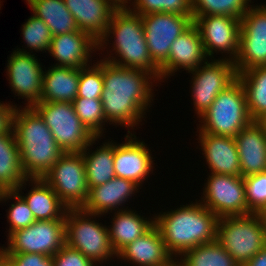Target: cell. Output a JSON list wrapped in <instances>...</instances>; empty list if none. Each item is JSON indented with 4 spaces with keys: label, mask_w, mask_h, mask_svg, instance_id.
<instances>
[{
    "label": "cell",
    "mask_w": 266,
    "mask_h": 266,
    "mask_svg": "<svg viewBox=\"0 0 266 266\" xmlns=\"http://www.w3.org/2000/svg\"><path fill=\"white\" fill-rule=\"evenodd\" d=\"M96 216L82 208H68L65 215V244L97 265L98 262L105 260L106 263L109 258L117 257V254L111 245L108 227L91 220Z\"/></svg>",
    "instance_id": "52a82bcc"
},
{
    "label": "cell",
    "mask_w": 266,
    "mask_h": 266,
    "mask_svg": "<svg viewBox=\"0 0 266 266\" xmlns=\"http://www.w3.org/2000/svg\"><path fill=\"white\" fill-rule=\"evenodd\" d=\"M96 49L98 42L78 30L53 36L48 52L58 61L55 66L80 69L89 65L90 54Z\"/></svg>",
    "instance_id": "d6986e66"
},
{
    "label": "cell",
    "mask_w": 266,
    "mask_h": 266,
    "mask_svg": "<svg viewBox=\"0 0 266 266\" xmlns=\"http://www.w3.org/2000/svg\"><path fill=\"white\" fill-rule=\"evenodd\" d=\"M25 49L14 50L7 60V76L10 87L21 98L27 99V108L40 103L42 96L43 68Z\"/></svg>",
    "instance_id": "2e32d148"
},
{
    "label": "cell",
    "mask_w": 266,
    "mask_h": 266,
    "mask_svg": "<svg viewBox=\"0 0 266 266\" xmlns=\"http://www.w3.org/2000/svg\"><path fill=\"white\" fill-rule=\"evenodd\" d=\"M113 34L112 44L115 56L109 55L104 60L125 68L141 69L151 73L156 80L160 81V68L153 62L149 55L146 37L144 33L141 15L129 8H117L110 20L108 29L98 42V49L103 46ZM112 57V58H111Z\"/></svg>",
    "instance_id": "277c9868"
},
{
    "label": "cell",
    "mask_w": 266,
    "mask_h": 266,
    "mask_svg": "<svg viewBox=\"0 0 266 266\" xmlns=\"http://www.w3.org/2000/svg\"><path fill=\"white\" fill-rule=\"evenodd\" d=\"M4 254L41 253L53 257L65 245V217L56 220L35 221L27 228L8 236Z\"/></svg>",
    "instance_id": "30bf717a"
},
{
    "label": "cell",
    "mask_w": 266,
    "mask_h": 266,
    "mask_svg": "<svg viewBox=\"0 0 266 266\" xmlns=\"http://www.w3.org/2000/svg\"><path fill=\"white\" fill-rule=\"evenodd\" d=\"M247 208L251 213L266 210V172L243 177Z\"/></svg>",
    "instance_id": "f35d334b"
},
{
    "label": "cell",
    "mask_w": 266,
    "mask_h": 266,
    "mask_svg": "<svg viewBox=\"0 0 266 266\" xmlns=\"http://www.w3.org/2000/svg\"><path fill=\"white\" fill-rule=\"evenodd\" d=\"M203 202L218 218L224 216L246 215L245 185L242 176L211 173L204 185Z\"/></svg>",
    "instance_id": "4fadbf2b"
},
{
    "label": "cell",
    "mask_w": 266,
    "mask_h": 266,
    "mask_svg": "<svg viewBox=\"0 0 266 266\" xmlns=\"http://www.w3.org/2000/svg\"><path fill=\"white\" fill-rule=\"evenodd\" d=\"M216 241L239 266H244L266 245V228L262 215L250 213L220 217Z\"/></svg>",
    "instance_id": "5b68a950"
},
{
    "label": "cell",
    "mask_w": 266,
    "mask_h": 266,
    "mask_svg": "<svg viewBox=\"0 0 266 266\" xmlns=\"http://www.w3.org/2000/svg\"><path fill=\"white\" fill-rule=\"evenodd\" d=\"M240 22L239 52L233 62L237 74L266 66V5H251Z\"/></svg>",
    "instance_id": "7c38bea8"
},
{
    "label": "cell",
    "mask_w": 266,
    "mask_h": 266,
    "mask_svg": "<svg viewBox=\"0 0 266 266\" xmlns=\"http://www.w3.org/2000/svg\"><path fill=\"white\" fill-rule=\"evenodd\" d=\"M249 2L251 0H192V15H226L241 19L250 7Z\"/></svg>",
    "instance_id": "d6a6232c"
},
{
    "label": "cell",
    "mask_w": 266,
    "mask_h": 266,
    "mask_svg": "<svg viewBox=\"0 0 266 266\" xmlns=\"http://www.w3.org/2000/svg\"><path fill=\"white\" fill-rule=\"evenodd\" d=\"M80 69L53 65L43 72L40 102H70L77 97Z\"/></svg>",
    "instance_id": "484cf974"
},
{
    "label": "cell",
    "mask_w": 266,
    "mask_h": 266,
    "mask_svg": "<svg viewBox=\"0 0 266 266\" xmlns=\"http://www.w3.org/2000/svg\"><path fill=\"white\" fill-rule=\"evenodd\" d=\"M99 138L95 137L81 152L85 163L86 182L89 189L105 184L115 177V144L112 141L102 143L103 145L99 149L97 148V150L95 149V151L90 153L88 147L92 146Z\"/></svg>",
    "instance_id": "83f0119b"
},
{
    "label": "cell",
    "mask_w": 266,
    "mask_h": 266,
    "mask_svg": "<svg viewBox=\"0 0 266 266\" xmlns=\"http://www.w3.org/2000/svg\"><path fill=\"white\" fill-rule=\"evenodd\" d=\"M200 32L192 24L171 44L168 59L159 67L160 80L184 68L192 71L207 61Z\"/></svg>",
    "instance_id": "ac0fdd59"
},
{
    "label": "cell",
    "mask_w": 266,
    "mask_h": 266,
    "mask_svg": "<svg viewBox=\"0 0 266 266\" xmlns=\"http://www.w3.org/2000/svg\"><path fill=\"white\" fill-rule=\"evenodd\" d=\"M241 176L266 172V135L263 128L252 121L235 137Z\"/></svg>",
    "instance_id": "7402d4cb"
},
{
    "label": "cell",
    "mask_w": 266,
    "mask_h": 266,
    "mask_svg": "<svg viewBox=\"0 0 266 266\" xmlns=\"http://www.w3.org/2000/svg\"><path fill=\"white\" fill-rule=\"evenodd\" d=\"M173 257L174 256L170 257L166 262H164L162 264H158L156 266H184L182 259H180V261H178L176 259V256L174 257L175 259H173ZM175 260H177V262Z\"/></svg>",
    "instance_id": "ee69618b"
},
{
    "label": "cell",
    "mask_w": 266,
    "mask_h": 266,
    "mask_svg": "<svg viewBox=\"0 0 266 266\" xmlns=\"http://www.w3.org/2000/svg\"><path fill=\"white\" fill-rule=\"evenodd\" d=\"M118 257L138 266H156L166 262L172 255L154 224L146 233L124 247L117 254Z\"/></svg>",
    "instance_id": "cb8c5ba5"
},
{
    "label": "cell",
    "mask_w": 266,
    "mask_h": 266,
    "mask_svg": "<svg viewBox=\"0 0 266 266\" xmlns=\"http://www.w3.org/2000/svg\"><path fill=\"white\" fill-rule=\"evenodd\" d=\"M199 133V142L211 173L241 176L239 154L233 137Z\"/></svg>",
    "instance_id": "44dd1931"
},
{
    "label": "cell",
    "mask_w": 266,
    "mask_h": 266,
    "mask_svg": "<svg viewBox=\"0 0 266 266\" xmlns=\"http://www.w3.org/2000/svg\"><path fill=\"white\" fill-rule=\"evenodd\" d=\"M13 128L0 135V191H12L27 180Z\"/></svg>",
    "instance_id": "f1b7e54d"
},
{
    "label": "cell",
    "mask_w": 266,
    "mask_h": 266,
    "mask_svg": "<svg viewBox=\"0 0 266 266\" xmlns=\"http://www.w3.org/2000/svg\"><path fill=\"white\" fill-rule=\"evenodd\" d=\"M180 258L184 266H239L217 241L190 249L183 253Z\"/></svg>",
    "instance_id": "1f68e13d"
},
{
    "label": "cell",
    "mask_w": 266,
    "mask_h": 266,
    "mask_svg": "<svg viewBox=\"0 0 266 266\" xmlns=\"http://www.w3.org/2000/svg\"><path fill=\"white\" fill-rule=\"evenodd\" d=\"M27 181L34 186L23 196L20 191ZM15 191L25 200L36 221L63 219L66 215L68 207L42 178H28Z\"/></svg>",
    "instance_id": "d4e9b609"
},
{
    "label": "cell",
    "mask_w": 266,
    "mask_h": 266,
    "mask_svg": "<svg viewBox=\"0 0 266 266\" xmlns=\"http://www.w3.org/2000/svg\"><path fill=\"white\" fill-rule=\"evenodd\" d=\"M244 266H266V245L256 256H254Z\"/></svg>",
    "instance_id": "7bdbcfd3"
},
{
    "label": "cell",
    "mask_w": 266,
    "mask_h": 266,
    "mask_svg": "<svg viewBox=\"0 0 266 266\" xmlns=\"http://www.w3.org/2000/svg\"><path fill=\"white\" fill-rule=\"evenodd\" d=\"M53 266H95L94 262L80 251L66 244L52 257Z\"/></svg>",
    "instance_id": "ab89813d"
},
{
    "label": "cell",
    "mask_w": 266,
    "mask_h": 266,
    "mask_svg": "<svg viewBox=\"0 0 266 266\" xmlns=\"http://www.w3.org/2000/svg\"><path fill=\"white\" fill-rule=\"evenodd\" d=\"M33 15L43 20L52 37L78 31L75 18L65 6L64 0H26Z\"/></svg>",
    "instance_id": "f546056e"
},
{
    "label": "cell",
    "mask_w": 266,
    "mask_h": 266,
    "mask_svg": "<svg viewBox=\"0 0 266 266\" xmlns=\"http://www.w3.org/2000/svg\"><path fill=\"white\" fill-rule=\"evenodd\" d=\"M127 134L125 143L115 144V176L132 180L141 186L142 182L149 177V173L153 171V157L145 142L137 140L132 133Z\"/></svg>",
    "instance_id": "e0dca14e"
},
{
    "label": "cell",
    "mask_w": 266,
    "mask_h": 266,
    "mask_svg": "<svg viewBox=\"0 0 266 266\" xmlns=\"http://www.w3.org/2000/svg\"><path fill=\"white\" fill-rule=\"evenodd\" d=\"M13 131L20 152V161L27 178H42L64 154L49 127L31 107H16Z\"/></svg>",
    "instance_id": "3957f363"
},
{
    "label": "cell",
    "mask_w": 266,
    "mask_h": 266,
    "mask_svg": "<svg viewBox=\"0 0 266 266\" xmlns=\"http://www.w3.org/2000/svg\"><path fill=\"white\" fill-rule=\"evenodd\" d=\"M103 88V60L80 68L77 97L101 99Z\"/></svg>",
    "instance_id": "d590c367"
},
{
    "label": "cell",
    "mask_w": 266,
    "mask_h": 266,
    "mask_svg": "<svg viewBox=\"0 0 266 266\" xmlns=\"http://www.w3.org/2000/svg\"><path fill=\"white\" fill-rule=\"evenodd\" d=\"M256 122L263 128L266 135V114L259 118Z\"/></svg>",
    "instance_id": "7dc6e473"
},
{
    "label": "cell",
    "mask_w": 266,
    "mask_h": 266,
    "mask_svg": "<svg viewBox=\"0 0 266 266\" xmlns=\"http://www.w3.org/2000/svg\"><path fill=\"white\" fill-rule=\"evenodd\" d=\"M12 266H53V258L41 253L5 254Z\"/></svg>",
    "instance_id": "60d3db41"
},
{
    "label": "cell",
    "mask_w": 266,
    "mask_h": 266,
    "mask_svg": "<svg viewBox=\"0 0 266 266\" xmlns=\"http://www.w3.org/2000/svg\"><path fill=\"white\" fill-rule=\"evenodd\" d=\"M32 108L49 127L64 153L82 152L95 138L80 121L70 102H40Z\"/></svg>",
    "instance_id": "ba28073f"
},
{
    "label": "cell",
    "mask_w": 266,
    "mask_h": 266,
    "mask_svg": "<svg viewBox=\"0 0 266 266\" xmlns=\"http://www.w3.org/2000/svg\"><path fill=\"white\" fill-rule=\"evenodd\" d=\"M193 24L200 32L207 57L215 53L229 54L235 61L239 52L241 22L239 18L226 15L193 16Z\"/></svg>",
    "instance_id": "9a60e30c"
},
{
    "label": "cell",
    "mask_w": 266,
    "mask_h": 266,
    "mask_svg": "<svg viewBox=\"0 0 266 266\" xmlns=\"http://www.w3.org/2000/svg\"><path fill=\"white\" fill-rule=\"evenodd\" d=\"M200 119L199 132L233 138L248 126L252 120L241 81L237 78L221 91Z\"/></svg>",
    "instance_id": "8992f818"
},
{
    "label": "cell",
    "mask_w": 266,
    "mask_h": 266,
    "mask_svg": "<svg viewBox=\"0 0 266 266\" xmlns=\"http://www.w3.org/2000/svg\"><path fill=\"white\" fill-rule=\"evenodd\" d=\"M16 105L0 102V135L7 133L13 127V115Z\"/></svg>",
    "instance_id": "b9f144b4"
},
{
    "label": "cell",
    "mask_w": 266,
    "mask_h": 266,
    "mask_svg": "<svg viewBox=\"0 0 266 266\" xmlns=\"http://www.w3.org/2000/svg\"><path fill=\"white\" fill-rule=\"evenodd\" d=\"M237 78L245 91L249 116L257 121L266 114V66L245 70Z\"/></svg>",
    "instance_id": "4dcf8cb0"
},
{
    "label": "cell",
    "mask_w": 266,
    "mask_h": 266,
    "mask_svg": "<svg viewBox=\"0 0 266 266\" xmlns=\"http://www.w3.org/2000/svg\"><path fill=\"white\" fill-rule=\"evenodd\" d=\"M139 187L132 180L115 176L105 184L90 188L87 202L82 209L98 216L115 209L122 210L119 207L127 202L132 194L137 193Z\"/></svg>",
    "instance_id": "603a6c76"
},
{
    "label": "cell",
    "mask_w": 266,
    "mask_h": 266,
    "mask_svg": "<svg viewBox=\"0 0 266 266\" xmlns=\"http://www.w3.org/2000/svg\"><path fill=\"white\" fill-rule=\"evenodd\" d=\"M0 266H12L10 259L0 250Z\"/></svg>",
    "instance_id": "bcb514c9"
},
{
    "label": "cell",
    "mask_w": 266,
    "mask_h": 266,
    "mask_svg": "<svg viewBox=\"0 0 266 266\" xmlns=\"http://www.w3.org/2000/svg\"><path fill=\"white\" fill-rule=\"evenodd\" d=\"M22 26L24 44H27L28 49L31 51H49L52 35L42 19L33 15Z\"/></svg>",
    "instance_id": "74e56055"
},
{
    "label": "cell",
    "mask_w": 266,
    "mask_h": 266,
    "mask_svg": "<svg viewBox=\"0 0 266 266\" xmlns=\"http://www.w3.org/2000/svg\"><path fill=\"white\" fill-rule=\"evenodd\" d=\"M75 113L86 128L95 136L101 137L106 119L101 99L76 97L72 102Z\"/></svg>",
    "instance_id": "836d02e7"
},
{
    "label": "cell",
    "mask_w": 266,
    "mask_h": 266,
    "mask_svg": "<svg viewBox=\"0 0 266 266\" xmlns=\"http://www.w3.org/2000/svg\"><path fill=\"white\" fill-rule=\"evenodd\" d=\"M182 206L154 216V224L167 250L176 257L201 244L216 241L219 219L201 202Z\"/></svg>",
    "instance_id": "7a4b0ae2"
},
{
    "label": "cell",
    "mask_w": 266,
    "mask_h": 266,
    "mask_svg": "<svg viewBox=\"0 0 266 266\" xmlns=\"http://www.w3.org/2000/svg\"><path fill=\"white\" fill-rule=\"evenodd\" d=\"M149 55L160 67L169 56L171 44L192 24L186 15L149 13L141 16Z\"/></svg>",
    "instance_id": "5bb4252c"
},
{
    "label": "cell",
    "mask_w": 266,
    "mask_h": 266,
    "mask_svg": "<svg viewBox=\"0 0 266 266\" xmlns=\"http://www.w3.org/2000/svg\"><path fill=\"white\" fill-rule=\"evenodd\" d=\"M112 225L108 228L111 245L116 254L124 247L146 233L154 225L153 220L138 215L136 211L127 208L115 210Z\"/></svg>",
    "instance_id": "4316f807"
},
{
    "label": "cell",
    "mask_w": 266,
    "mask_h": 266,
    "mask_svg": "<svg viewBox=\"0 0 266 266\" xmlns=\"http://www.w3.org/2000/svg\"><path fill=\"white\" fill-rule=\"evenodd\" d=\"M261 215H262V218H263V220H264V225H265V228H266V210L263 211V212L261 213Z\"/></svg>",
    "instance_id": "c3c4849f"
},
{
    "label": "cell",
    "mask_w": 266,
    "mask_h": 266,
    "mask_svg": "<svg viewBox=\"0 0 266 266\" xmlns=\"http://www.w3.org/2000/svg\"><path fill=\"white\" fill-rule=\"evenodd\" d=\"M226 58L214 59L211 62L207 60L198 68L188 72L193 74L191 93L199 118L211 106L218 94L238 77L233 61Z\"/></svg>",
    "instance_id": "8fae6325"
},
{
    "label": "cell",
    "mask_w": 266,
    "mask_h": 266,
    "mask_svg": "<svg viewBox=\"0 0 266 266\" xmlns=\"http://www.w3.org/2000/svg\"><path fill=\"white\" fill-rule=\"evenodd\" d=\"M8 198L16 199V203L11 204L7 215L10 225L8 235H10L16 230L27 228L36 220L25 200L15 190L0 191V201L5 202Z\"/></svg>",
    "instance_id": "8d00e7d4"
},
{
    "label": "cell",
    "mask_w": 266,
    "mask_h": 266,
    "mask_svg": "<svg viewBox=\"0 0 266 266\" xmlns=\"http://www.w3.org/2000/svg\"><path fill=\"white\" fill-rule=\"evenodd\" d=\"M131 11L143 16L149 13H174L189 16L193 20L192 0H134Z\"/></svg>",
    "instance_id": "e575fe53"
},
{
    "label": "cell",
    "mask_w": 266,
    "mask_h": 266,
    "mask_svg": "<svg viewBox=\"0 0 266 266\" xmlns=\"http://www.w3.org/2000/svg\"><path fill=\"white\" fill-rule=\"evenodd\" d=\"M76 20L78 29L99 42L117 9L109 0H64Z\"/></svg>",
    "instance_id": "ffe728a7"
},
{
    "label": "cell",
    "mask_w": 266,
    "mask_h": 266,
    "mask_svg": "<svg viewBox=\"0 0 266 266\" xmlns=\"http://www.w3.org/2000/svg\"><path fill=\"white\" fill-rule=\"evenodd\" d=\"M117 8H128L132 0H109ZM129 1V2H128ZM128 3V4H127ZM128 5V6H127Z\"/></svg>",
    "instance_id": "f6af8a7d"
},
{
    "label": "cell",
    "mask_w": 266,
    "mask_h": 266,
    "mask_svg": "<svg viewBox=\"0 0 266 266\" xmlns=\"http://www.w3.org/2000/svg\"><path fill=\"white\" fill-rule=\"evenodd\" d=\"M42 179L68 208H82L89 188L81 152H66L44 174Z\"/></svg>",
    "instance_id": "9c48e42d"
},
{
    "label": "cell",
    "mask_w": 266,
    "mask_h": 266,
    "mask_svg": "<svg viewBox=\"0 0 266 266\" xmlns=\"http://www.w3.org/2000/svg\"><path fill=\"white\" fill-rule=\"evenodd\" d=\"M155 79V80H154ZM156 78L141 69L125 68L103 58V92L101 102L106 122L129 128L142 122L153 101Z\"/></svg>",
    "instance_id": "6da1fadb"
}]
</instances>
